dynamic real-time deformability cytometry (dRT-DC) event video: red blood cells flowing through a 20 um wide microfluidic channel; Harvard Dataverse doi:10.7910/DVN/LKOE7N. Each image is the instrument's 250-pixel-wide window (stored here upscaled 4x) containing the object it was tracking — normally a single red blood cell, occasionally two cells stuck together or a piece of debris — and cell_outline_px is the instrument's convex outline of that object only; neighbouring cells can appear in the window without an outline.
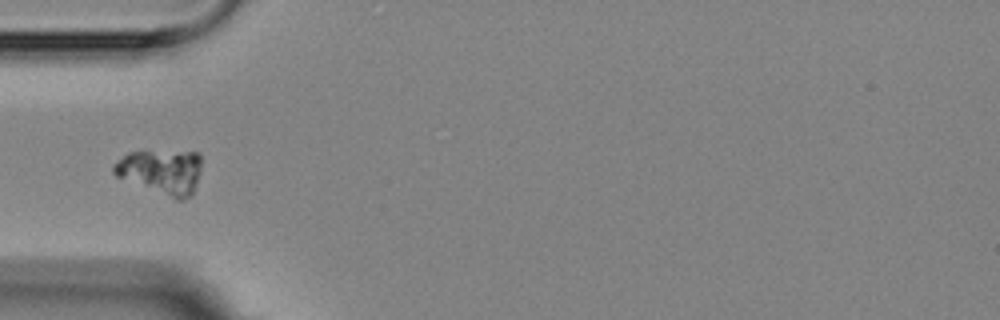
{"species": "Egyptian fruit bat (a non-hibernating species)", "species_latin": "Rousettus aegyptiacus", "temperature_condition": "room temperature", "stored_images_in_passage": 8, "camera_frame_rate_fps": 3000, "um_per_image_px": 0.085, "animal": {"sex": "female"}, "frame": {"image": 1, "passage_image": 6, "time_ms": 6.333, "image_size_px": [1000, 320], "cell_outline_px": [[200, 172], [192, 196], [184, 200], [176, 200], [116, 176], [112, 172], [112, 164], [128, 152], [200, 152]], "centroid_in_image_um": [13.71, 14.61], "position_along_channel_um": 71.3, "area_um2": 22.83}}
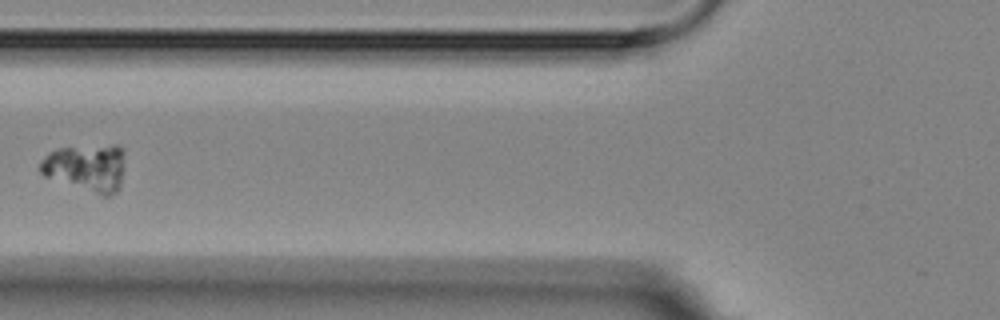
{"frame": {"image": 2, "passage_image": 7, "time_ms": 7.667, "image_size_px": [1000, 320], "cell_outline_px": [[124, 164], [120, 188], [112, 196], [100, 196], [44, 176], [40, 172], [40, 160], [48, 152], [56, 148], [112, 144], [116, 144], [124, 152]], "centroid_in_image_um": [7.35, 14.26], "position_along_channel_um": 118.5, "area_um2": 23.99}}
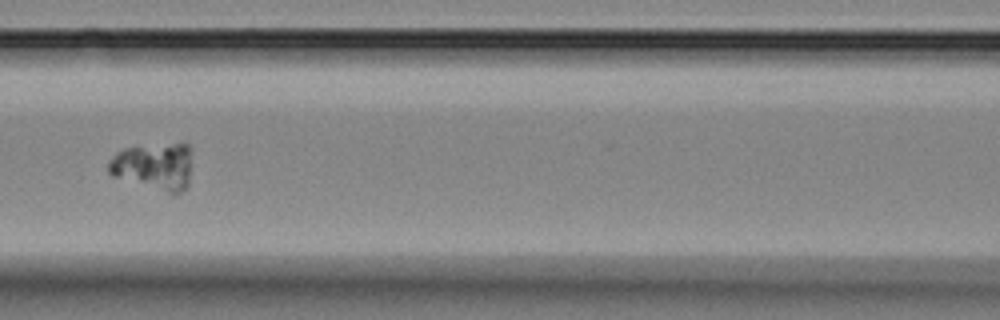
{"frame": {"image": 3, "passage_image": 8, "time_ms": 8.667, "image_size_px": [1000, 320], "cell_outline_px": [[192, 148], [188, 184], [176, 196], [112, 176], [108, 172], [108, 160], [116, 152], [124, 148], [176, 144], [188, 144]], "centroid_in_image_um": [13.09, 14.17], "position_along_channel_um": 153.5, "area_um2": 23.06}}